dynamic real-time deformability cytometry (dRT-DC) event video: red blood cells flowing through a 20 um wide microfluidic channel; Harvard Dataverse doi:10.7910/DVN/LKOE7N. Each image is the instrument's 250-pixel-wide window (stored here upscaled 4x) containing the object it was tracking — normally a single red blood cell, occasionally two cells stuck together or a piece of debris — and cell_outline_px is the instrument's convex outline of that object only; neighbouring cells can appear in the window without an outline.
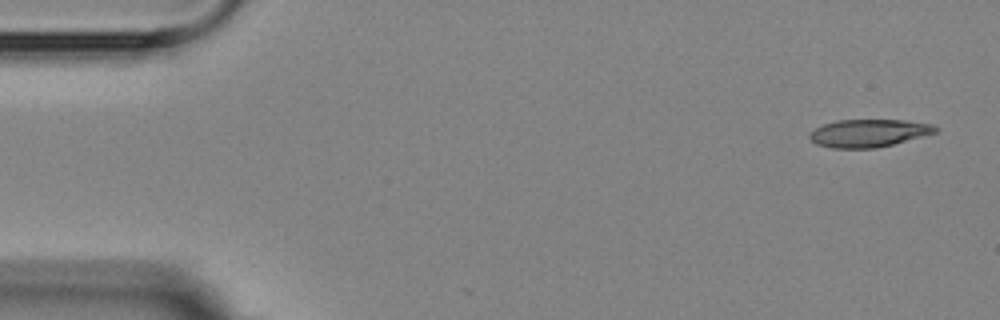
{"species": "Egyptian fruit bat (a non-hibernating species)", "species_latin": "Rousettus aegyptiacus", "temperature_condition": "room temperature", "stored_images_in_passage": 3, "camera_frame_rate_fps": 3000, "um_per_image_px": 0.085, "animal": {"sex": "female"}, "frame": {"image": 1, "passage_image": 1, "time_ms": 0.0, "image_size_px": [1000, 320], "cell_outline_px": [[940, 128], [936, 132], [892, 144], [876, 148], [832, 148], [816, 144], [808, 136], [808, 132], [824, 124], [836, 120], [904, 120], [932, 124]], "centroid_in_image_um": [73.81, 11.31], "position_along_channel_um": 11.2, "area_um2": 20.23}}